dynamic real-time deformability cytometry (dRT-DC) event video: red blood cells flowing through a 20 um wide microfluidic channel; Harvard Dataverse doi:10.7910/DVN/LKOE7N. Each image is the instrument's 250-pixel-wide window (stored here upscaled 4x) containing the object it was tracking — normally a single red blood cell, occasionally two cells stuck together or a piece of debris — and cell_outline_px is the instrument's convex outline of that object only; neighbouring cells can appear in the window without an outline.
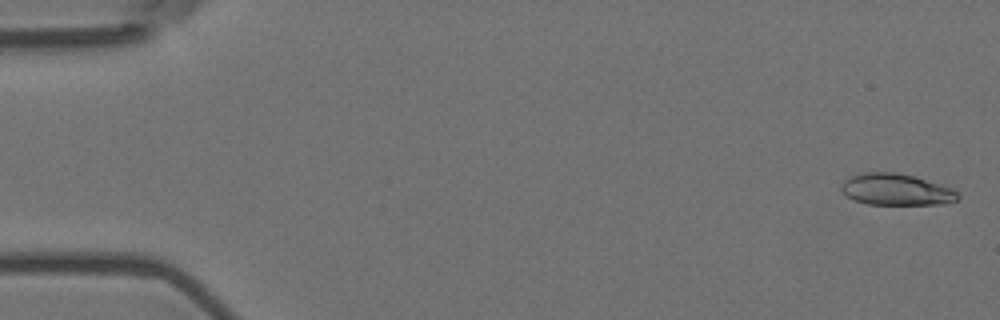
{"species": "Egyptian fruit bat (a non-hibernating species)", "species_latin": "Rousettus aegyptiacus", "temperature_condition": "room temperature", "stored_images_in_passage": 6, "camera_frame_rate_fps": 3000, "um_per_image_px": 0.085, "animal": {"sex": "female"}, "frame": {"image": 1, "passage_image": 1, "time_ms": 0.0, "image_size_px": [1000, 320], "cell_outline_px": [[960, 196], [956, 200], [944, 204], [868, 204], [852, 200], [840, 188], [840, 184], [848, 176], [864, 172], [896, 172], [912, 176], [952, 188]], "centroid_in_image_um": [76.12, 16.11], "position_along_channel_um": 8.9, "area_um2": 21.33}}
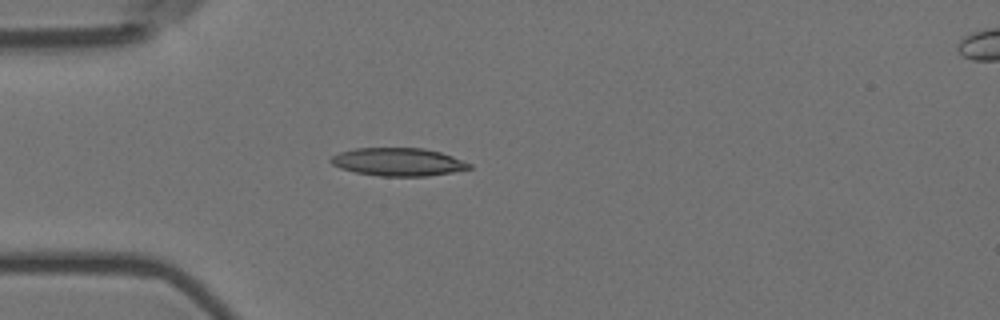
{"frame": {"image": 2, "passage_image": 5, "time_ms": 1.333, "image_size_px": [1000, 320], "cell_outline_px": [[472, 168], [452, 172], [428, 176], [380, 176], [356, 172], [340, 168], [332, 164], [328, 160], [332, 156], [340, 152], [356, 148], [424, 148], [440, 152], [452, 156], [472, 164]], "centroid_in_image_um": [33.84, 13.76], "position_along_channel_um": 51.2, "area_um2": 22.54}}